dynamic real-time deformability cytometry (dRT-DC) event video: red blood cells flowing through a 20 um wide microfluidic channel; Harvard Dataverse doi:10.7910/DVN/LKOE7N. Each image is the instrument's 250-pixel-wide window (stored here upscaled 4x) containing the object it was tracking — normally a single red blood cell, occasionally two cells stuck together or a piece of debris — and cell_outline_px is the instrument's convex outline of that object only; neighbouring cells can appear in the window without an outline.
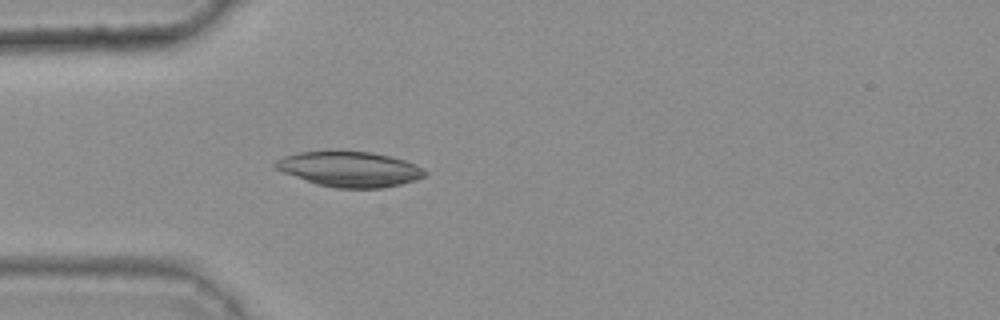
{"species": "common noctule bat (a hibernating species)", "species_latin": "Nyctalus noctula", "temperature_condition": "warm", "stored_images_in_passage": 45, "camera_frame_rate_fps": 3000, "um_per_image_px": 0.085, "animal": {"sex": "female", "body_mass_g": 25.1}, "frame": {"image": 1, "passage_image": 15, "time_ms": 4.667, "image_size_px": [1000, 320], "cell_outline_px": [[428, 172], [424, 176], [416, 180], [400, 184], [380, 188], [336, 188], [316, 184], [284, 172], [276, 168], [272, 164], [276, 160], [284, 156], [296, 152], [368, 152], [388, 156], [404, 160]], "centroid_in_image_um": [29.69, 14.39], "position_along_channel_um": 55.3, "area_um2": 30.11}}
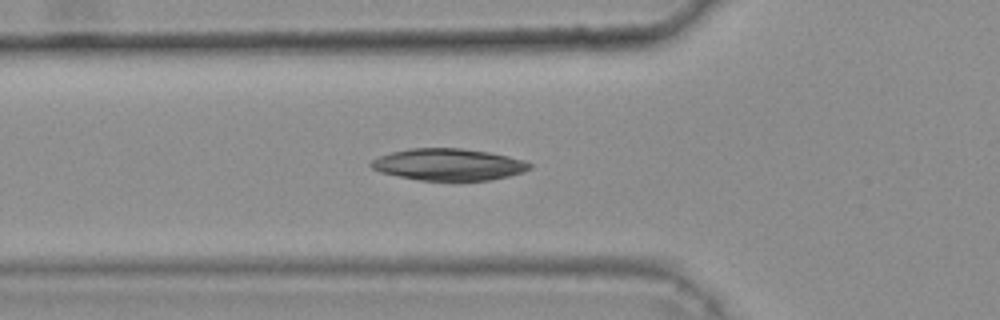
{"frame": {"image": 2, "passage_image": 18, "time_ms": 5.667, "image_size_px": [1000, 320], "cell_outline_px": [[532, 168], [524, 172], [508, 176], [488, 180], [420, 180], [380, 172], [372, 168], [368, 164], [372, 160], [380, 156], [392, 152], [412, 148], [460, 148], [488, 152], [508, 156], [524, 160], [532, 164]], "centroid_in_image_um": [38.14, 13.98], "position_along_channel_um": 87.7, "area_um2": 29.19}}
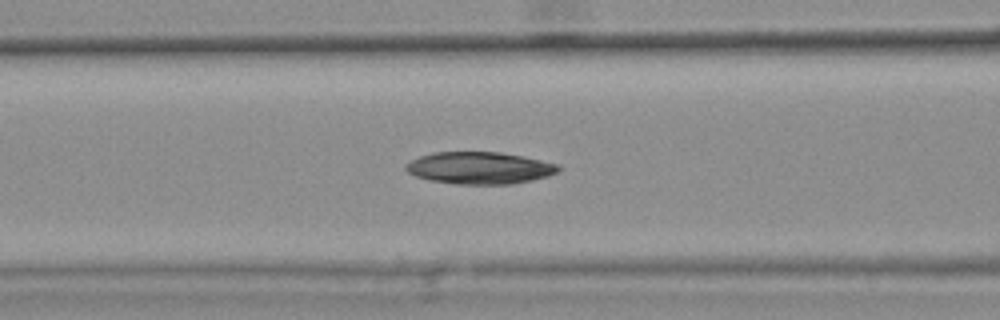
{"frame": {"image": 3, "passage_image": 21, "time_ms": 6.667, "image_size_px": [1000, 320], "cell_outline_px": [[560, 168], [556, 172], [548, 176], [532, 180], [512, 184], [456, 184], [428, 180], [416, 176], [408, 172], [404, 168], [404, 164], [420, 156], [432, 152], [500, 152], [560, 164]], "centroid_in_image_um": [40.74, 14.28], "position_along_channel_um": 125.9, "area_um2": 28.5}, "authors_computed_cell_mechanics": {"area_um2": 29.4202, "velocity_mm_per_s": 3.7708, "shape_relaxation_time_tau1_ms": 5.8852, "shape_relaxation_time_tau2_ms": 8.8893, "deformation_change_tau1": 0.0912, "deformation_change_tau2": 0.1337}}